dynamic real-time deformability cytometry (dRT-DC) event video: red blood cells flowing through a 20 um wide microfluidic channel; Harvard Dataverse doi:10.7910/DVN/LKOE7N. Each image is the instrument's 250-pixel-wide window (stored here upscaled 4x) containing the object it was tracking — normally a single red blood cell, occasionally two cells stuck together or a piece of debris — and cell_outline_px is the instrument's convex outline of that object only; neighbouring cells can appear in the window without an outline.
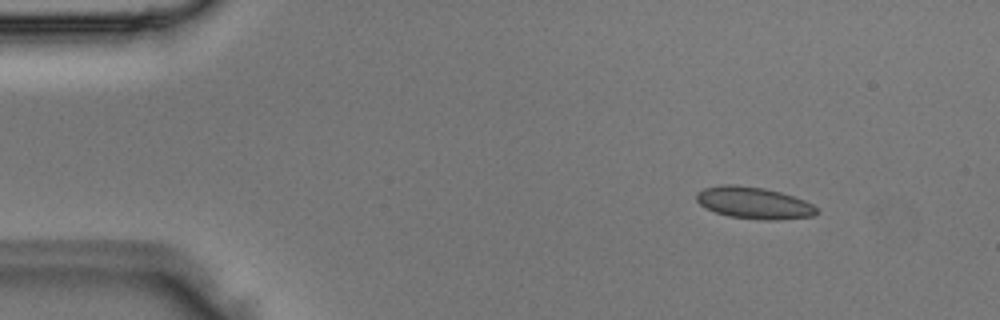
{"species": "Egyptian fruit bat (a non-hibernating species)", "species_latin": "Rousettus aegyptiacus", "temperature_condition": "room temperature", "stored_images_in_passage": 3, "camera_frame_rate_fps": 3000, "um_per_image_px": 0.085, "animal": {"sex": "male"}, "frame": {"image": 1, "passage_image": 2, "time_ms": 0.333, "image_size_px": [1000, 320], "cell_outline_px": [[820, 212], [812, 216], [776, 220], [764, 220], [728, 216], [716, 212], [700, 204], [696, 200], [696, 192], [704, 188], [724, 184], [732, 184], [764, 188], [780, 192], [804, 200], [812, 204]], "centroid_in_image_um": [64.07, 17.24], "position_along_channel_um": 20.9, "area_um2": 22.14}}